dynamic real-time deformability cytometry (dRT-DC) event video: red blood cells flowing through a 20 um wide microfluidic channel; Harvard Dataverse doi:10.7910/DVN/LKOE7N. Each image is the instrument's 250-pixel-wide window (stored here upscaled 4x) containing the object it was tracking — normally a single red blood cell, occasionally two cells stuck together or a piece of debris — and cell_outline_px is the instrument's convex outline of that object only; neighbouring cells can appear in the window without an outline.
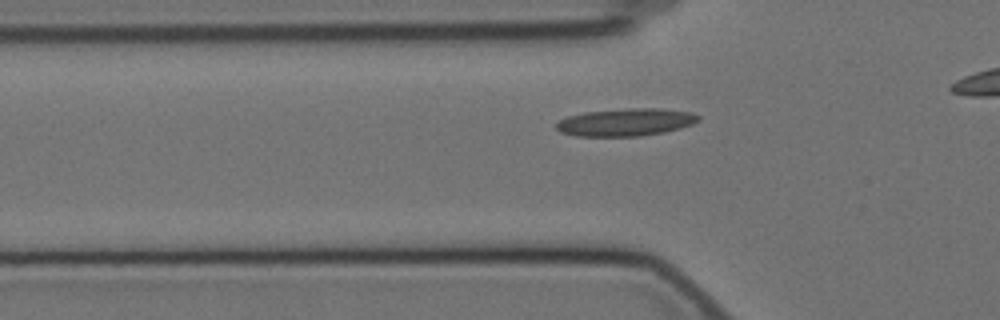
{"species": "Egyptian fruit bat (a non-hibernating species)", "species_latin": "Rousettus aegyptiacus", "temperature_condition": "cold", "stored_images_in_passage": 41, "camera_frame_rate_fps": 3000, "um_per_image_px": 0.085, "animal": {"sex": "female"}, "frame": {"image": 1, "passage_image": 12, "time_ms": 3.667, "image_size_px": [1000, 320], "cell_outline_px": [[700, 120], [692, 124], [680, 128], [664, 132], [640, 136], [576, 136], [560, 132], [556, 128], [556, 124], [560, 120], [568, 116], [584, 112], [628, 108], [660, 108], [692, 112], [700, 116]], "centroid_in_image_um": [53.2, 10.38], "position_along_channel_um": 72.6, "area_um2": 22.89}}
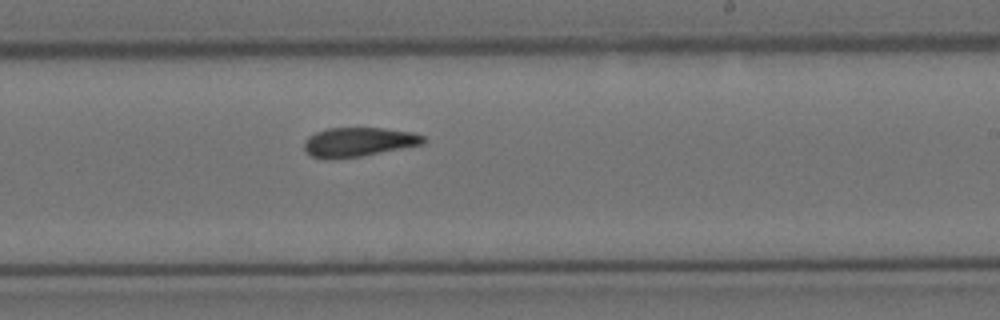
{"frame": {"image": 2, "passage_image": 28, "time_ms": 9.0, "image_size_px": [1000, 320], "cell_outline_px": [[424, 144], [360, 156], [312, 156], [304, 148], [304, 144], [308, 136], [316, 132], [328, 128], [384, 128], [412, 132], [424, 136]], "centroid_in_image_um": [30.54, 12.02], "position_along_channel_um": 258.5, "area_um2": 19.48}}
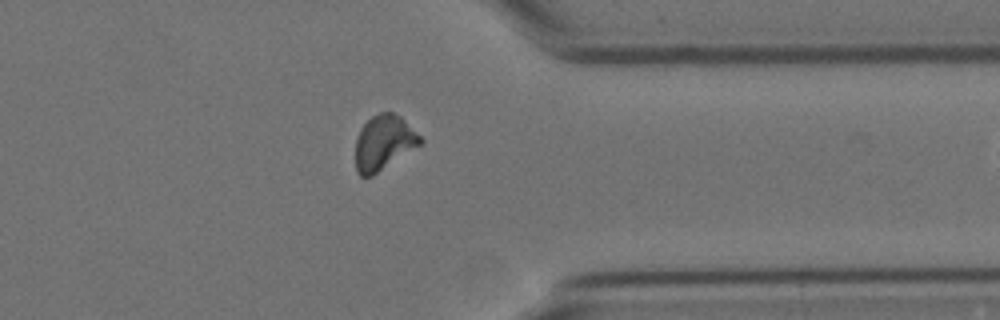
{"frame": {"image": 3, "passage_image": 39, "time_ms": 12.667, "image_size_px": [1000, 320], "cell_outline_px": [[424, 140], [420, 144], [372, 176], [360, 176], [356, 172], [356, 136], [360, 128], [372, 116], [380, 112], [392, 112], [400, 116]], "centroid_in_image_um": [32.59, 12.12], "position_along_channel_um": 378.8, "area_um2": 20.4}}